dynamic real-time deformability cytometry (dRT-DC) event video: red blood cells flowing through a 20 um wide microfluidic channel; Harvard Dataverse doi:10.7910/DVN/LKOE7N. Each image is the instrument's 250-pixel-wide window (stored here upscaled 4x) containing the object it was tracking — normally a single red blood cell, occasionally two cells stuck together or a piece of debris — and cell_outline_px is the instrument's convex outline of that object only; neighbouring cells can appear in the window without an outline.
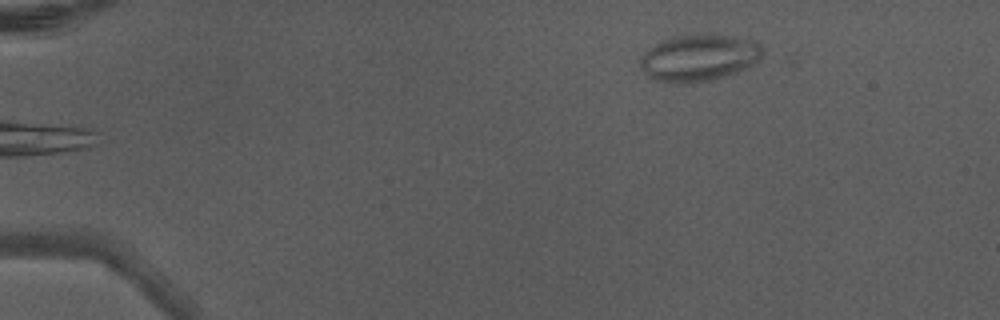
{"species": "Egyptian fruit bat (a non-hibernating species)", "species_latin": "Rousettus aegyptiacus", "temperature_condition": "warm", "stored_images_in_passage": 4, "camera_frame_rate_fps": 3000, "um_per_image_px": 0.085, "animal": {"sex": "male"}, "frame": {"image": 1, "passage_image": 4, "time_ms": 1.0, "image_size_px": [1000, 320], "cell_outline_px": [[764, 52], [756, 64], [748, 68], [712, 80], [688, 84], [664, 84], [652, 80], [640, 68], [640, 56], [648, 48], [664, 40], [676, 36], [708, 32], [756, 40], [760, 44]], "centroid_in_image_um": [59.41, 4.92], "position_along_channel_um": 25.6, "area_um2": 34.39}}